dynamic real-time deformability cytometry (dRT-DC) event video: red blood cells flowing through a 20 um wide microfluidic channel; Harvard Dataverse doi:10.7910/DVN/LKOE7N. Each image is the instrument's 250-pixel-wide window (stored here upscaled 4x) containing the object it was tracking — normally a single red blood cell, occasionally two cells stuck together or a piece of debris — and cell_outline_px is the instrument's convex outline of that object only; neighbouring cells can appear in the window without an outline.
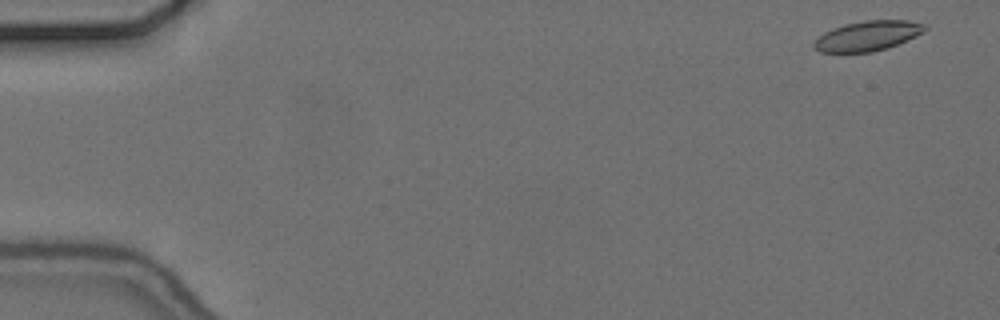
{"species": "common noctule bat (a hibernating species)", "species_latin": "Nyctalus noctula", "temperature_condition": "cold", "stored_images_in_passage": 17, "camera_frame_rate_fps": 3000, "um_per_image_px": 0.085, "animal": {"sex": "female", "body_mass_g": 24.6, "forearm_length_mm": 56.2}, "frame": {"image": 1, "passage_image": 1, "time_ms": 0.0, "image_size_px": [1000, 320], "cell_outline_px": [[928, 28], [924, 32], [916, 36], [888, 48], [872, 52], [820, 52], [812, 48], [812, 44], [824, 32], [832, 28], [844, 24], [864, 20], [908, 20], [928, 24]], "centroid_in_image_um": [73.77, 3.04], "position_along_channel_um": 11.2, "area_um2": 19.54}}
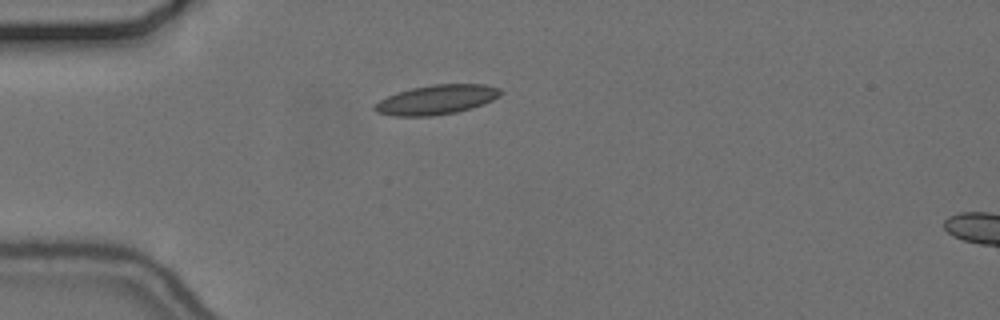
{"frame": {"image": 2, "passage_image": 14, "time_ms": 4.333, "image_size_px": [1000, 320], "cell_outline_px": [[504, 92], [500, 96], [492, 100], [472, 108], [456, 112], [432, 116], [392, 116], [376, 112], [372, 108], [380, 100], [388, 96], [412, 88], [432, 84], [484, 84], [500, 88]], "centroid_in_image_um": [37.13, 8.47], "position_along_channel_um": 47.9, "area_um2": 21.62}}